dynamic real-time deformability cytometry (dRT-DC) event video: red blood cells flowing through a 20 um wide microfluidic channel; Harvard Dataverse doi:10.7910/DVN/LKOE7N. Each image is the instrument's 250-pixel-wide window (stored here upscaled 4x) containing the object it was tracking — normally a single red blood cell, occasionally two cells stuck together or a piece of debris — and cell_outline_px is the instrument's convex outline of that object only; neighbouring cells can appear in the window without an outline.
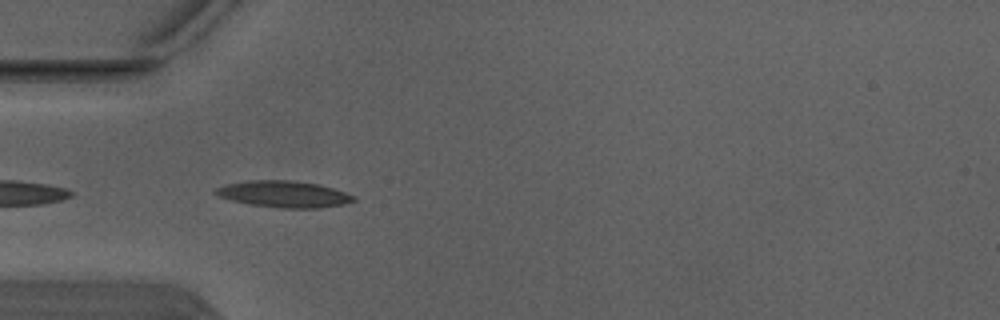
{"species": "Egyptian fruit bat (a non-hibernating species)", "species_latin": "Rousettus aegyptiacus", "temperature_condition": "warm", "stored_images_in_passage": 5, "camera_frame_rate_fps": 3000, "um_per_image_px": 0.085, "animal": {"sex": "male"}, "frame": {"image": 1, "passage_image": 4, "time_ms": 1.0, "image_size_px": [1000, 320], "cell_outline_px": [[356, 200], [344, 204], [320, 208], [280, 208], [252, 204], [232, 200], [220, 196], [212, 192], [216, 188], [228, 184], [248, 180], [292, 180], [320, 184], [356, 196]], "centroid_in_image_um": [24.16, 16.49], "position_along_channel_um": 60.8, "area_um2": 21.21}}
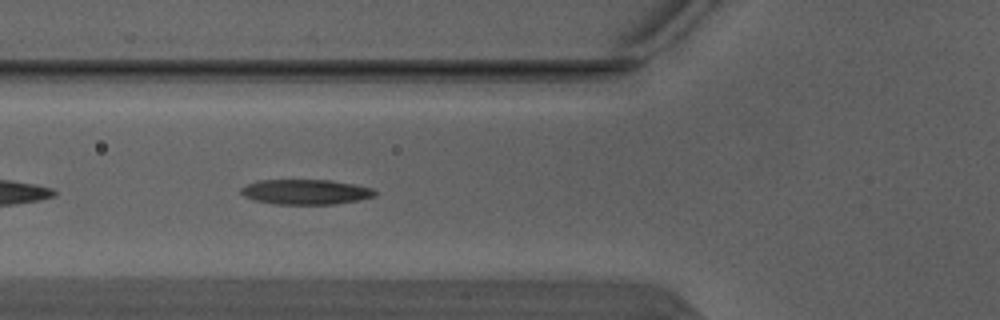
{"frame": {"image": 2, "passage_image": 5, "time_ms": 1.333, "image_size_px": [1000, 320], "cell_outline_px": [[376, 196], [360, 200], [336, 204], [276, 204], [252, 200], [244, 196], [240, 192], [240, 188], [248, 184], [260, 180], [332, 180], [356, 184], [372, 188], [376, 192]], "centroid_in_image_um": [26.0, 16.31], "position_along_channel_um": 99.8, "area_um2": 19.71}}